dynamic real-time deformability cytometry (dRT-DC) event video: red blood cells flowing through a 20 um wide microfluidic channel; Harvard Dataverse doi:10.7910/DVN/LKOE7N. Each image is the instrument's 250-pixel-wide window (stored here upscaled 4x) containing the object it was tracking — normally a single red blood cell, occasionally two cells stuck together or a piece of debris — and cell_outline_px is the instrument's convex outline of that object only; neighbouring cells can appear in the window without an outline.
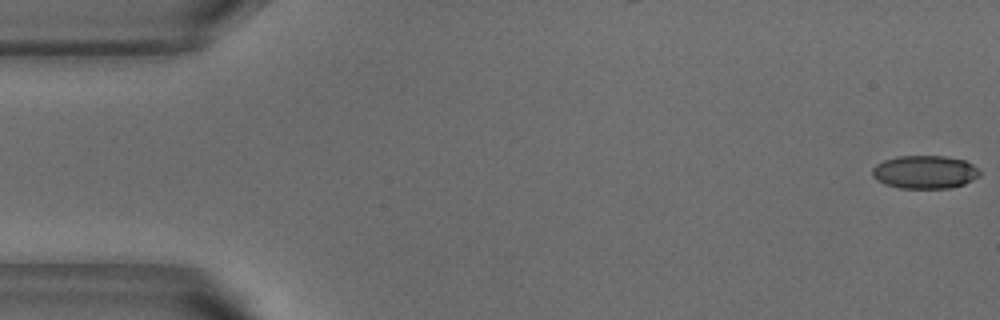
{"species": "common noctule bat (a hibernating species)", "species_latin": "Nyctalus noctula", "temperature_condition": "warm", "stored_images_in_passage": 51, "camera_frame_rate_fps": 3000, "um_per_image_px": 0.085, "animal": {"sex": "male", "body_mass_g": 18.8}, "frame": {"image": 1, "passage_image": 1, "time_ms": 0.0, "image_size_px": [1000, 320], "cell_outline_px": [[980, 176], [964, 184], [948, 188], [900, 188], [884, 184], [876, 180], [872, 176], [872, 168], [876, 164], [884, 160], [896, 156], [944, 156], [964, 160], [972, 164], [980, 172]], "centroid_in_image_um": [78.58, 14.62], "position_along_channel_um": 6.4, "area_um2": 20.81}}
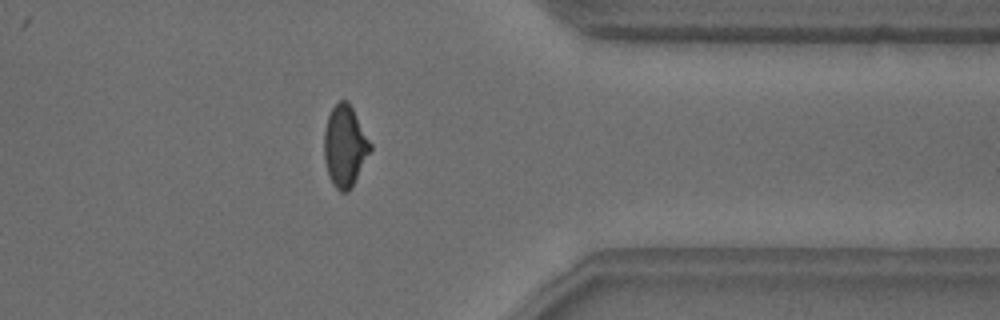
{"frame": {"image": 2, "passage_image": 42, "time_ms": 13.667, "image_size_px": [1000, 320], "cell_outline_px": [[372, 148], [348, 192], [340, 192], [332, 184], [328, 176], [324, 160], [324, 132], [328, 116], [332, 108], [340, 100], [348, 100], [372, 144]], "centroid_in_image_um": [29.3, 12.41], "position_along_channel_um": 382.1, "area_um2": 21.73}}
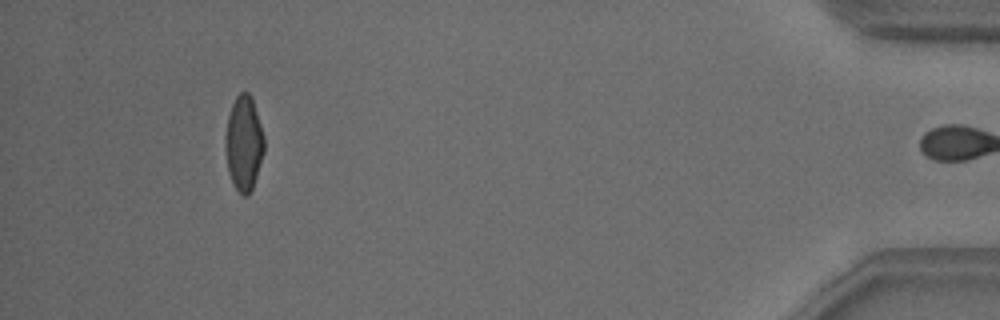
{"frame": {"image": 3, "passage_image": 49, "time_ms": 16.0, "image_size_px": [1000, 320], "cell_outline_px": [[264, 152], [252, 188], [248, 196], [244, 196], [232, 184], [228, 172], [224, 148], [224, 136], [228, 116], [232, 104], [236, 96], [240, 92], [248, 92], [252, 100], [264, 136]], "centroid_in_image_um": [20.69, 12.19], "position_along_channel_um": 414.5, "area_um2": 21.44}, "authors_computed_cell_mechanics": {"area_um2": 21.7328, "velocity_mm_per_s": 3.8075, "shape_relaxation_time_tau1_ms": 7.2546, "shape_relaxation_time_tau2_ms": 0.8266, "deformation_change_tau1": 0.1804, "deformation_change_tau2": 0.057}}